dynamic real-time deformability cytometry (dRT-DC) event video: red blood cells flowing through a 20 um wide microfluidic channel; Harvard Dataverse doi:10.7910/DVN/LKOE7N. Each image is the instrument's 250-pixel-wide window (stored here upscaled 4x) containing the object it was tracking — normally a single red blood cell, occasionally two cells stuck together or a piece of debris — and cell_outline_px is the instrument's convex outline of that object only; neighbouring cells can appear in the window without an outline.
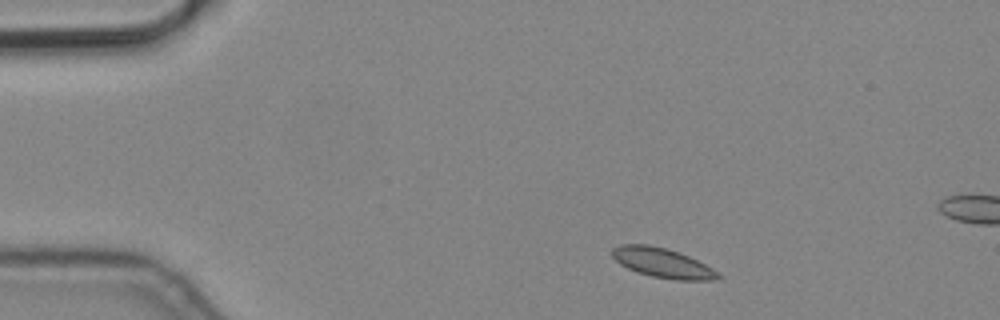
{"species": "common noctule bat (a hibernating species)", "species_latin": "Nyctalus noctula", "temperature_condition": "cold", "stored_images_in_passage": 3, "camera_frame_rate_fps": 3000, "um_per_image_px": 0.085, "animal": {"sex": "male", "body_mass_g": 19.2, "forearm_length_mm": 51.8}, "frame": {"image": 1, "passage_image": 1, "time_ms": 0.0, "image_size_px": [1000, 320], "cell_outline_px": [[724, 276], [720, 280], [676, 280], [652, 276], [636, 272], [620, 264], [612, 256], [612, 248], [620, 244], [648, 244], [668, 248], [680, 252], [712, 268]], "centroid_in_image_um": [56.33, 22.34], "position_along_channel_um": 28.7, "area_um2": 18.44}}